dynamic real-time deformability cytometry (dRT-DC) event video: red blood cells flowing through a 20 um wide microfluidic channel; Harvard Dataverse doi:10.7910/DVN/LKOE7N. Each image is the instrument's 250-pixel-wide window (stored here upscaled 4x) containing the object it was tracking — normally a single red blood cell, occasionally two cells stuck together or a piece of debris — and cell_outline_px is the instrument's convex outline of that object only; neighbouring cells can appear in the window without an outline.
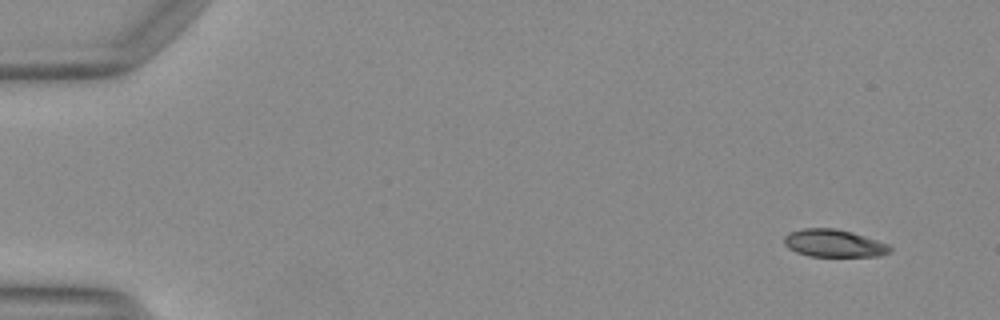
{"species": "Egyptian fruit bat (a non-hibernating species)", "species_latin": "Rousettus aegyptiacus", "temperature_condition": "warm", "stored_images_in_passage": 48, "camera_frame_rate_fps": 3000, "um_per_image_px": 0.085, "animal": {"sex": "female"}, "frame": {"image": 1, "passage_image": 2, "time_ms": 0.333, "image_size_px": [1000, 320], "cell_outline_px": [[892, 248], [888, 252], [880, 256], [808, 256], [796, 252], [788, 248], [784, 244], [784, 236], [788, 232], [800, 228], [836, 228], [852, 232], [888, 244]], "centroid_in_image_um": [70.82, 20.67], "position_along_channel_um": 14.2, "area_um2": 17.05}}
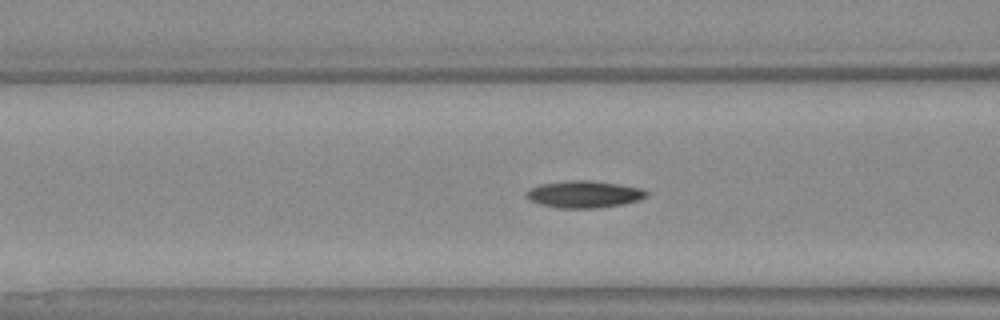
{"frame": {"image": 2, "passage_image": 19, "time_ms": 6.0, "image_size_px": [1000, 320], "cell_outline_px": [[648, 196], [640, 200], [624, 204], [596, 208], [560, 208], [540, 204], [532, 200], [528, 196], [528, 188], [540, 184], [568, 180], [592, 180], [620, 184], [644, 188], [648, 192]], "centroid_in_image_um": [49.73, 16.5], "position_along_channel_um": 116.9, "area_um2": 19.02}}
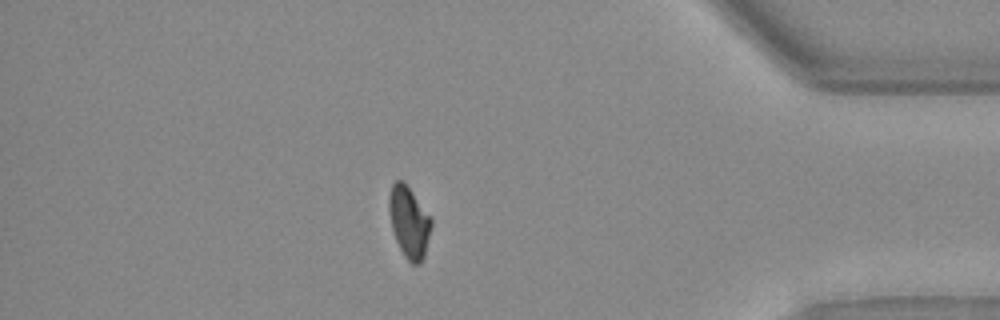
{"frame": {"image": 3, "passage_image": 42, "time_ms": 13.667, "image_size_px": [1000, 320], "cell_outline_px": [[432, 224], [424, 256], [420, 264], [412, 264], [404, 256], [396, 240], [392, 228], [388, 208], [388, 200], [392, 184], [396, 180], [400, 180], [412, 192], [432, 220]], "centroid_in_image_um": [34.76, 18.9], "position_along_channel_um": 400.4, "area_um2": 17.17}, "authors_computed_cell_mechanics": {"area_um2": 17.8024, "velocity_mm_per_s": 4.141, "shape_relaxation_time_tau1_ms": null, "shape_relaxation_time_tau2_ms": 3.804, "deformation_change_tau1": null, "deformation_change_tau2": 0.0831}}